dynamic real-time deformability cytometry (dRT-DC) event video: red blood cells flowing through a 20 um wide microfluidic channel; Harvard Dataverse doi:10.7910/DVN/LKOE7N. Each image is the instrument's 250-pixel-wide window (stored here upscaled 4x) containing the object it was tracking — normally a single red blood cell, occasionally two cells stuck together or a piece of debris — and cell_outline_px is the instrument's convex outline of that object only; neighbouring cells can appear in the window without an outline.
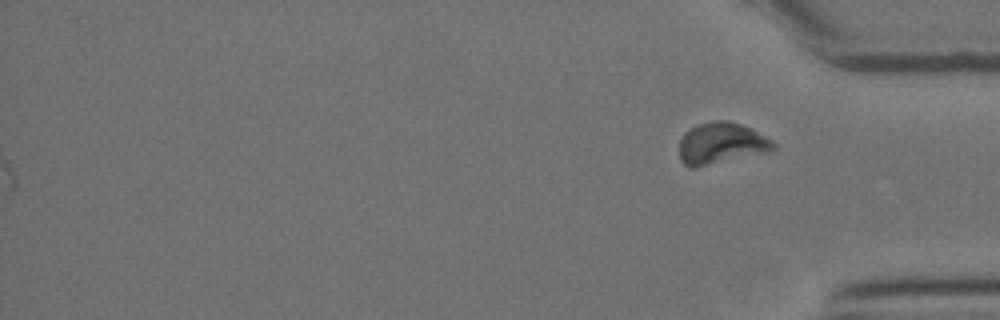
{"species": "Egyptian fruit bat (a non-hibernating species)", "species_latin": "Rousettus aegyptiacus", "temperature_condition": "room temperature", "stored_images_in_passage": 27, "camera_frame_rate_fps": 3000, "um_per_image_px": 0.085, "animal": {"sex": "female"}, "frame": {"image": 1, "passage_image": 27, "time_ms": 8.667, "image_size_px": [1000, 320], "cell_outline_px": [[776, 148], [768, 152], [696, 168], [692, 168], [684, 164], [680, 160], [680, 140], [684, 132], [688, 128], [696, 124], [712, 120], [728, 120], [740, 124], [772, 140], [776, 144]], "centroid_in_image_um": [61.26, 12.19], "position_along_channel_um": 373.9, "area_um2": 22.89}}